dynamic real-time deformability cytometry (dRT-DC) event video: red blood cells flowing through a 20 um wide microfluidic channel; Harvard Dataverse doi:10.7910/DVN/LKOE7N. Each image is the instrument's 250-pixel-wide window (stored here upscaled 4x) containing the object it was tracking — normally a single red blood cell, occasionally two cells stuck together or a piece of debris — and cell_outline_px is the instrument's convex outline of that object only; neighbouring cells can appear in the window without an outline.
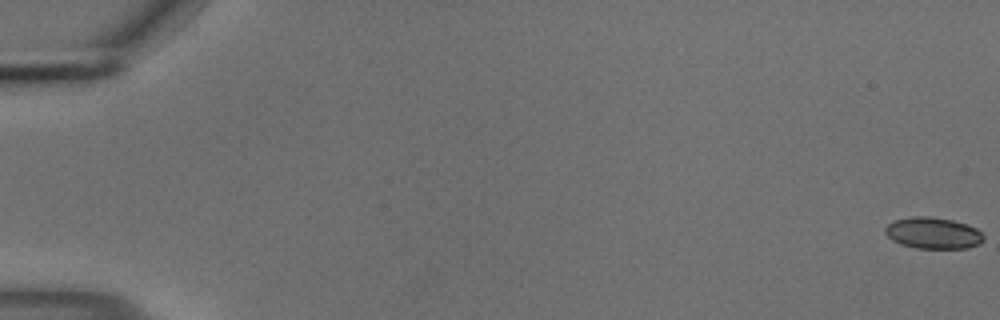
{"species": "common noctule bat (a hibernating species)", "species_latin": "Nyctalus noctula", "temperature_condition": "cold", "stored_images_in_passage": 23, "camera_frame_rate_fps": 3000, "um_per_image_px": 0.085, "animal": {"sex": "male", "body_mass_g": 18.8}, "frame": {"image": 1, "passage_image": 1, "time_ms": 0.0, "image_size_px": [1000, 320], "cell_outline_px": [[984, 240], [980, 244], [968, 248], [916, 248], [900, 244], [892, 240], [884, 232], [884, 228], [892, 220], [912, 216], [928, 216], [952, 220], [968, 224], [976, 228], [984, 236]], "centroid_in_image_um": [79.3, 19.8], "position_along_channel_um": 5.7, "area_um2": 18.21}}
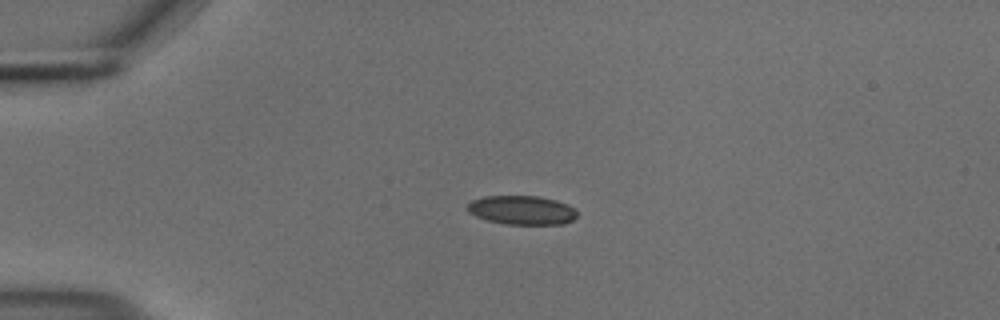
{"frame": {"image": 2, "passage_image": 15, "time_ms": 4.667, "image_size_px": [1000, 320], "cell_outline_px": [[576, 216], [572, 220], [564, 224], [504, 224], [488, 220], [476, 216], [468, 212], [464, 208], [472, 200], [484, 196], [540, 196], [556, 200], [568, 204], [576, 208]], "centroid_in_image_um": [44.35, 17.85], "position_along_channel_um": 40.6, "area_um2": 18.67}}
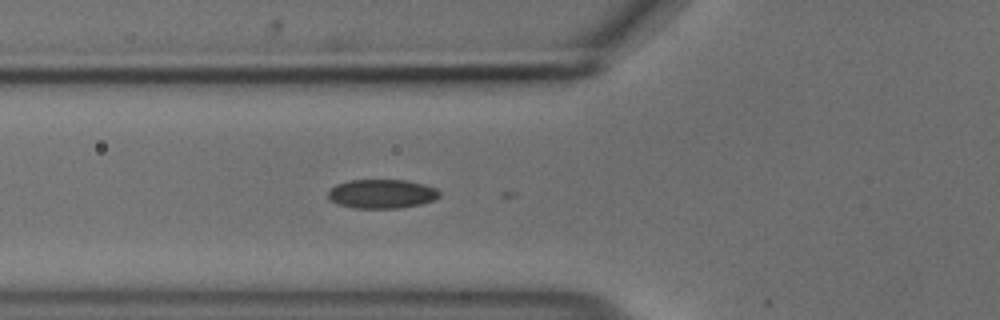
{"frame": {"image": 3, "passage_image": 22, "time_ms": 7.0, "image_size_px": [1000, 320], "cell_outline_px": [[440, 196], [432, 200], [420, 204], [400, 208], [352, 208], [340, 204], [332, 200], [328, 196], [328, 192], [336, 184], [348, 180], [408, 180], [424, 184], [436, 188], [440, 192]], "centroid_in_image_um": [32.47, 16.47], "position_along_channel_um": 93.3, "area_um2": 18.79}}